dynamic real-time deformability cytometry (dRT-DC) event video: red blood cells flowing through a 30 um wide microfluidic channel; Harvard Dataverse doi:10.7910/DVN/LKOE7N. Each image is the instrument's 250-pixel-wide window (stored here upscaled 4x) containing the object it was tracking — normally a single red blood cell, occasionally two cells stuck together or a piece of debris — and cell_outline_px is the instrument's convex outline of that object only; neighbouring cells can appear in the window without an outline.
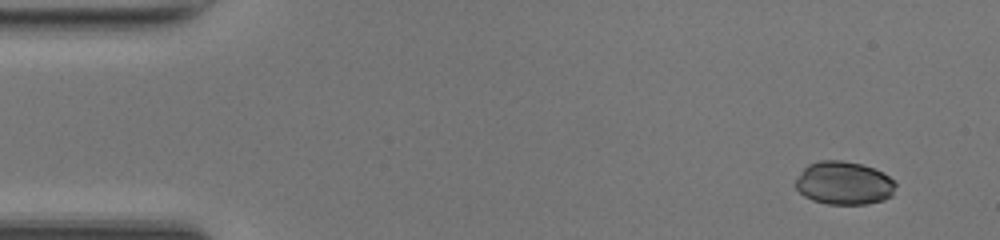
{"species": "common noctule bat (a hibernating species)", "species_latin": "Nyctalus noctula", "temperature_condition": "room temperature", "stored_images_in_passage": 12, "camera_frame_rate_fps": 3000, "um_per_image_px": 0.085, "animal": {"sex": "female", "body_mass_g": 17.0, "forearm_length_mm": 48.0}, "frame": {"image": 1, "passage_image": 1, "time_ms": 0.0, "image_size_px": [1000, 240], "cell_outline_px": [[896, 184], [892, 196], [884, 200], [868, 204], [828, 204], [812, 200], [804, 196], [796, 188], [796, 180], [804, 168], [808, 164], [820, 160], [840, 160], [860, 164], [872, 168], [888, 176]], "centroid_in_image_um": [71.73, 15.57], "position_along_channel_um": 13.3, "area_um2": 25.03}}